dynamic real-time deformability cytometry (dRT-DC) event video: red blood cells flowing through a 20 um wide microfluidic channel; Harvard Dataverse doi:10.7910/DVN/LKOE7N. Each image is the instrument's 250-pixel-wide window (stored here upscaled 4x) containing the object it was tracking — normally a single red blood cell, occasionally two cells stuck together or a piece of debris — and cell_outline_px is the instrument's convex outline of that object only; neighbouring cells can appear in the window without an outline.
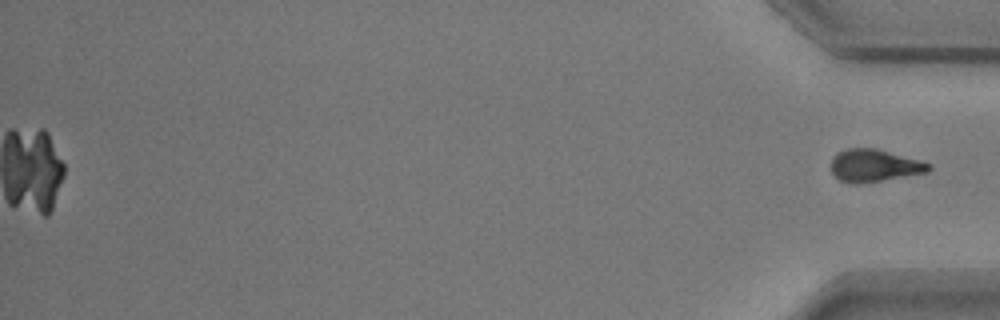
{"species": "common noctule bat (a hibernating species)", "species_latin": "Nyctalus noctula", "temperature_condition": "warm", "stored_images_in_passage": 40, "camera_frame_rate_fps": 3000, "um_per_image_px": 0.085, "animal": {"sex": "male", "body_mass_g": 17.9}, "frame": {"image": 1, "passage_image": 40, "time_ms": 13.0, "image_size_px": [1000, 320], "cell_outline_px": [[932, 168], [928, 172], [884, 180], [860, 184], [848, 184], [840, 180], [832, 172], [832, 156], [836, 152], [848, 148], [876, 148], [920, 160], [932, 164]], "centroid_in_image_um": [74.31, 14.07], "position_along_channel_um": 360.9, "area_um2": 18.67}}